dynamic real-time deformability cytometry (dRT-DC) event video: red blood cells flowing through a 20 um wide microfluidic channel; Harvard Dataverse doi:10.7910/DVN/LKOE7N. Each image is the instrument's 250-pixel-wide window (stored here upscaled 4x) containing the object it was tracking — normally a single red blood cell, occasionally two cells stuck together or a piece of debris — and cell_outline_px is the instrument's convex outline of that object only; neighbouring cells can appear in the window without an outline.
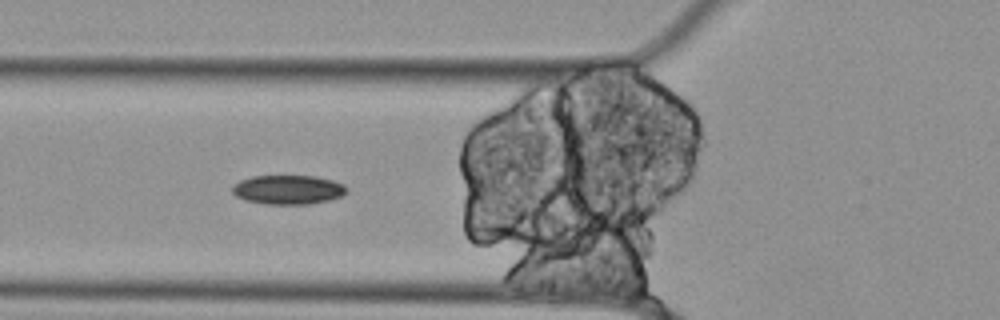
{"species": "Egyptian fruit bat (a non-hibernating species)", "species_latin": "Rousettus aegyptiacus", "temperature_condition": "cold", "stored_images_in_passage": 10, "segment_of_instrument_passage": [2, 2], "camera_frame_rate_fps": 3000, "um_per_image_px": 0.085, "animal": {"sex": "female"}, "frame": {"image": 1, "passage_image": 6, "time_ms": 1.667, "image_size_px": [1000, 320], "cell_outline_px": [[348, 192], [340, 196], [328, 200], [308, 204], [268, 204], [248, 200], [236, 196], [232, 192], [232, 184], [240, 180], [252, 176], [316, 176], [332, 180], [344, 184], [348, 188]], "centroid_in_image_um": [24.5, 16.11], "position_along_channel_um": 101.3, "area_um2": 19.42}}
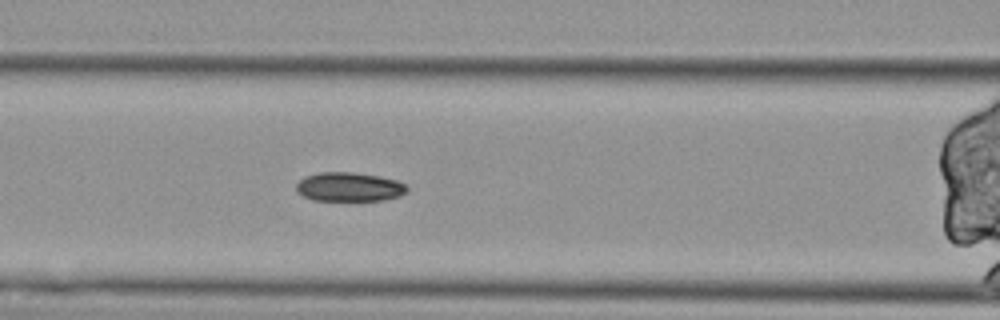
{"frame": {"image": 2, "passage_image": 9, "time_ms": 2.667, "image_size_px": [1000, 320], "cell_outline_px": [[408, 192], [400, 196], [384, 200], [312, 200], [296, 192], [296, 184], [304, 176], [320, 172], [352, 172], [380, 176], [396, 180], [404, 184], [408, 188]], "centroid_in_image_um": [29.68, 15.88], "position_along_channel_um": 136.9, "area_um2": 18.84}}